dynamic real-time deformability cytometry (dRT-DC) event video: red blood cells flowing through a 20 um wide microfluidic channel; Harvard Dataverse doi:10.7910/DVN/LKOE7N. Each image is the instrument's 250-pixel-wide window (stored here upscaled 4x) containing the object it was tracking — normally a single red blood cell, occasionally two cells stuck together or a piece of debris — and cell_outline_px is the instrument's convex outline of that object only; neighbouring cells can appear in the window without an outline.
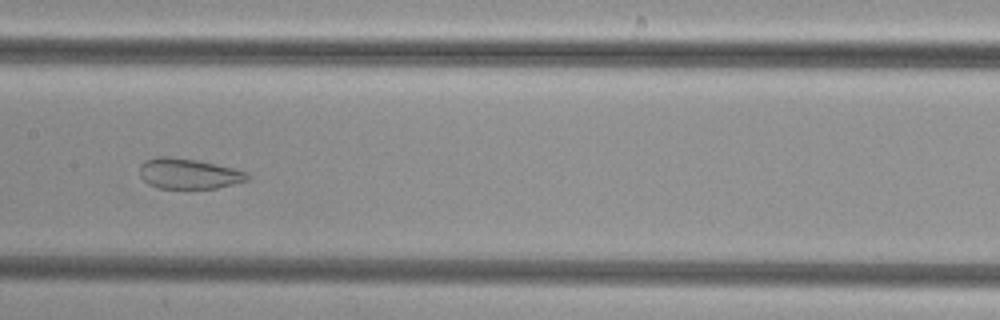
{"species": "common noctule bat (a hibernating species)", "species_latin": "Nyctalus noctula", "temperature_condition": "cold", "stored_images_in_passage": 44, "camera_frame_rate_fps": 3000, "um_per_image_px": 0.085, "animal": {"sex": "female", "body_mass_g": 29.2, "forearm_length_mm": 56.3}, "frame": {"image": 1, "passage_image": 24, "time_ms": 7.667, "image_size_px": [1000, 320], "cell_outline_px": [[248, 180], [216, 188], [156, 188], [148, 184], [140, 176], [140, 164], [144, 160], [156, 156], [168, 156], [196, 160], [232, 168], [248, 172]], "centroid_in_image_um": [15.98, 14.75], "position_along_channel_um": 191.4, "area_um2": 19.02}}
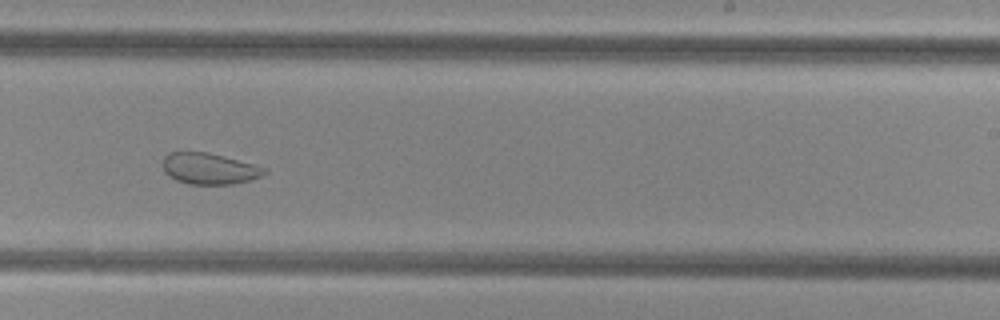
{"frame": {"image": 2, "passage_image": 30, "time_ms": 9.667, "image_size_px": [1000, 320], "cell_outline_px": [[268, 172], [260, 176], [248, 180], [232, 184], [188, 184], [176, 180], [164, 172], [160, 164], [164, 156], [168, 152], [208, 152], [268, 168]], "centroid_in_image_um": [17.74, 14.33], "position_along_channel_um": 271.3, "area_um2": 18.55}}
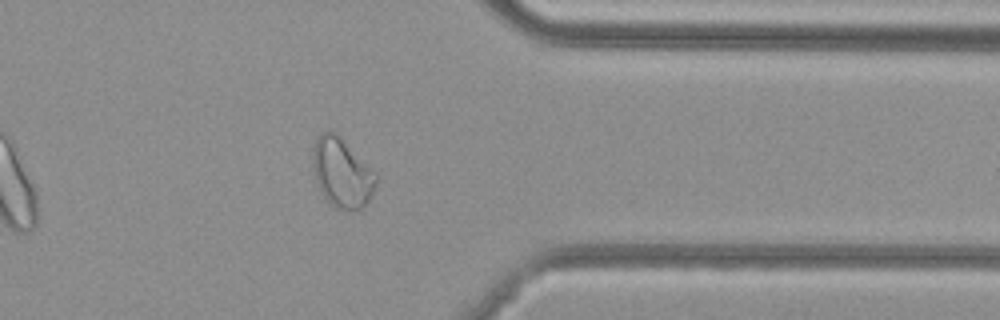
{"frame": {"image": 3, "passage_image": 39, "time_ms": 12.667, "image_size_px": [1000, 320], "cell_outline_px": [[376, 184], [372, 196], [364, 208], [356, 212], [348, 212], [336, 208], [328, 204], [320, 192], [316, 184], [312, 164], [312, 148], [320, 132], [328, 128], [336, 132], [376, 172]], "centroid_in_image_um": [29.05, 14.72], "position_along_channel_um": 382.4, "area_um2": 26.53}}